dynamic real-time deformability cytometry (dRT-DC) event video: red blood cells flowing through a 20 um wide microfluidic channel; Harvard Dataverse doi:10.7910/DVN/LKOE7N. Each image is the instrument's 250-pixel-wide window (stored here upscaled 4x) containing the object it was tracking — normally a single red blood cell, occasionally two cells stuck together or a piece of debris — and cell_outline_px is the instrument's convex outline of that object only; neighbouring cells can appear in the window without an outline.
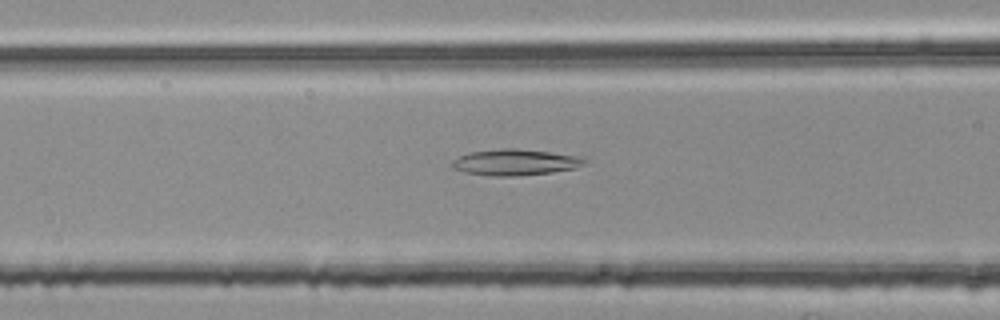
{"species": "common noctule bat (a hibernating species)", "species_latin": "Nyctalus noctula", "temperature_condition": "room temperature", "stored_images_in_passage": 35, "camera_frame_rate_fps": 3000, "um_per_image_px": 0.085, "animal": {"sex": "female", "body_mass_g": 25.1}, "frame": {"image": 1, "passage_image": 8, "time_ms": 2.333, "image_size_px": [1000, 320], "cell_outline_px": [[588, 160], [584, 164], [576, 168], [552, 172], [516, 176], [488, 176], [464, 172], [452, 168], [452, 160], [468, 152], [500, 148], [516, 148], [548, 152], [576, 156]], "centroid_in_image_um": [43.74, 13.79], "position_along_channel_um": 122.9, "area_um2": 20.17}}
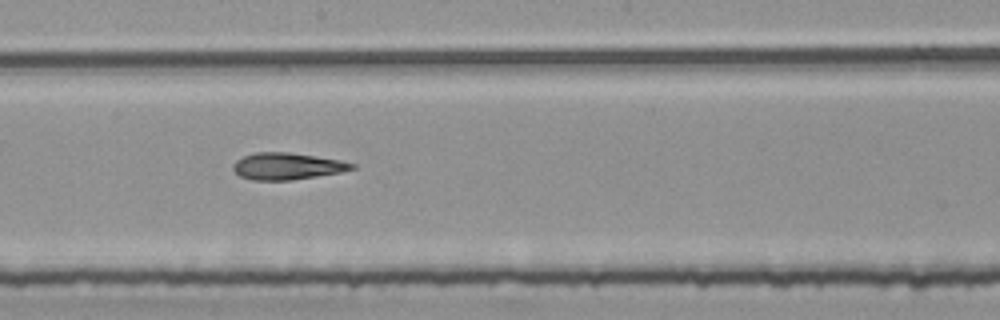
{"frame": {"image": 2, "passage_image": 16, "time_ms": 5.0, "image_size_px": [1000, 320], "cell_outline_px": [[356, 168], [340, 172], [292, 180], [252, 180], [240, 176], [232, 168], [232, 164], [236, 160], [244, 156], [256, 152], [288, 152], [316, 156], [340, 160], [356, 164]], "centroid_in_image_um": [24.39, 14.12], "position_along_channel_um": 223.8, "area_um2": 18.5}}
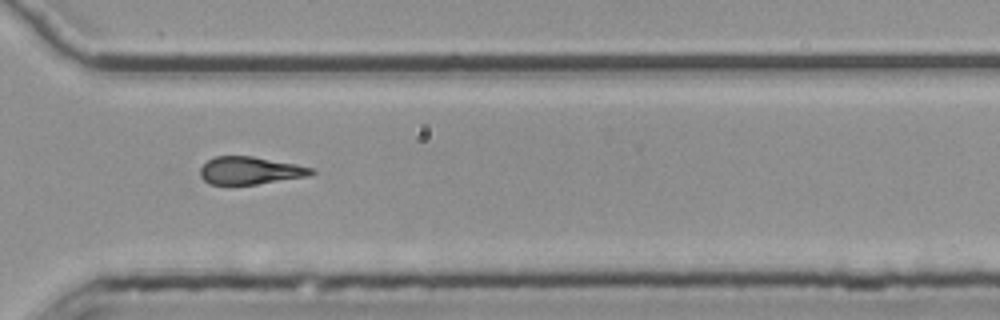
{"frame": {"image": 3, "passage_image": 26, "time_ms": 8.333, "image_size_px": [1000, 320], "cell_outline_px": [[316, 172], [308, 176], [256, 184], [212, 184], [204, 180], [200, 176], [200, 168], [208, 160], [216, 156], [252, 156], [296, 164], [316, 168]], "centroid_in_image_um": [21.29, 14.49], "position_along_channel_um": 349.3, "area_um2": 17.8}, "authors_computed_cell_mechanics": {"area_um2": 18.6694, "velocity_mm_per_s": 3.7751, "shape_relaxation_time_tau1_ms": null, "shape_relaxation_time_tau2_ms": 5.5779, "deformation_change_tau1": null, "deformation_change_tau2": 0.1871}}